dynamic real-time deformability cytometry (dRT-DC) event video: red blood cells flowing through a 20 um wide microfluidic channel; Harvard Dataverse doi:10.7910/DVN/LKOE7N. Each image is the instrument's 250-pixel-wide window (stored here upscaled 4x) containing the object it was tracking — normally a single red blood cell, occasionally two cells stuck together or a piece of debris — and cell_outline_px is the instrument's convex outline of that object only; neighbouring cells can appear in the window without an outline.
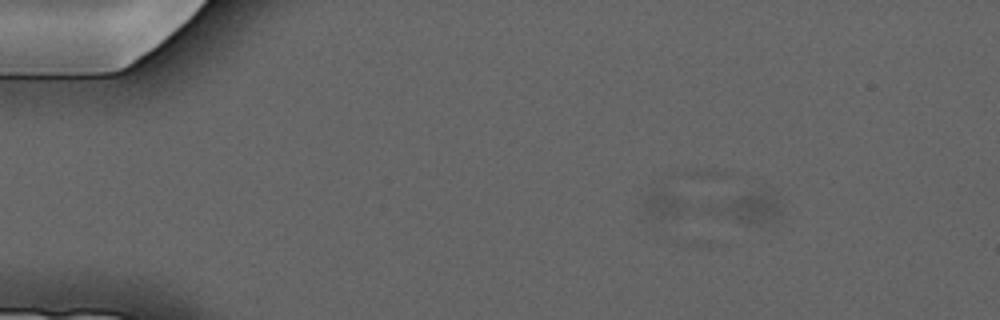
{"species": "common noctule bat (a hibernating species)", "species_latin": "Nyctalus noctula", "temperature_condition": "cold", "stored_images_in_passage": 8, "camera_frame_rate_fps": 3000, "um_per_image_px": 0.085, "animal": {"sex": "male", "forearm_length_mm": 52.5}, "frame": {"image": 1, "passage_image": 1, "time_ms": 0.0, "image_size_px": [1000, 320], "cell_outline_px": [[780, 212], [776, 216], [768, 220], [756, 224], [748, 224], [708, 212], [708, 204], [740, 196], [760, 192], [772, 196], [776, 200]], "centroid_in_image_um": [63.5, 17.7], "position_along_channel_um": 21.5, "area_um2": 11.21}}